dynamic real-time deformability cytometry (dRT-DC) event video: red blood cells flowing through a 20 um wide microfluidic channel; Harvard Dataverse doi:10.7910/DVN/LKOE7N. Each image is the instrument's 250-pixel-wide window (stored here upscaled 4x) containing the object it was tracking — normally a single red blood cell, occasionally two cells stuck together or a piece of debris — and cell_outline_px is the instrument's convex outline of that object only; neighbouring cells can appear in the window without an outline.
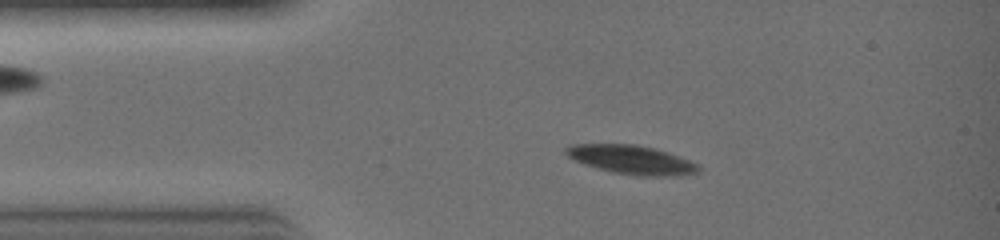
{"species": "common noctule bat (a hibernating species)", "species_latin": "Nyctalus noctula", "temperature_condition": "warm", "stored_images_in_passage": 29, "camera_frame_rate_fps": 3000, "um_per_image_px": 0.085, "animal": {"sex": "female", "body_mass_g": 19.0, "forearm_length_mm": 51.5}, "frame": {"image": 1, "passage_image": 5, "time_ms": 1.333, "image_size_px": [1000, 240], "cell_outline_px": [[700, 168], [696, 172], [680, 176], [640, 176], [616, 172], [584, 164], [568, 156], [564, 152], [564, 148], [568, 144], [636, 144], [656, 148], [668, 152], [688, 160], [696, 164]], "centroid_in_image_um": [53.66, 13.56], "position_along_channel_um": 31.3, "area_um2": 22.08}}
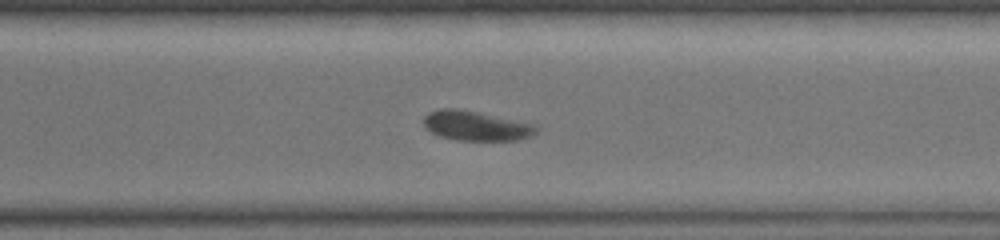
{"frame": {"image": 2, "passage_image": 21, "time_ms": 6.667, "image_size_px": [1000, 240], "cell_outline_px": [[540, 128], [532, 136], [520, 140], [460, 140], [440, 136], [424, 128], [424, 116], [428, 112], [440, 108], [456, 108], [536, 124]], "centroid_in_image_um": [40.48, 10.69], "position_along_channel_um": 330.1, "area_um2": 19.48}}
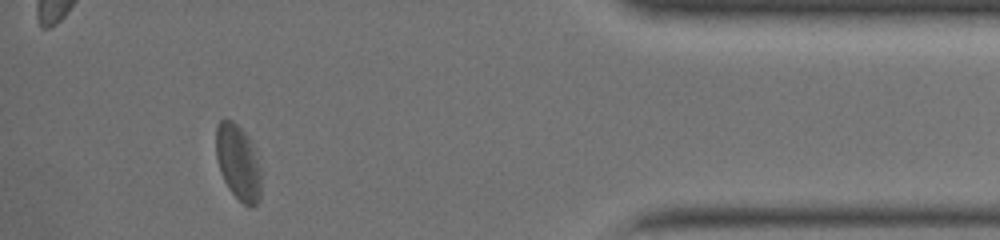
{"frame": {"image": 3, "passage_image": 27, "time_ms": 8.667, "image_size_px": [1000, 240], "cell_outline_px": [[260, 200], [252, 208], [248, 208], [228, 188], [224, 180], [216, 156], [216, 124], [224, 116], [232, 120], [248, 136], [260, 172]], "centroid_in_image_um": [20.21, 13.79], "position_along_channel_um": 415.0, "area_um2": 19.54}}